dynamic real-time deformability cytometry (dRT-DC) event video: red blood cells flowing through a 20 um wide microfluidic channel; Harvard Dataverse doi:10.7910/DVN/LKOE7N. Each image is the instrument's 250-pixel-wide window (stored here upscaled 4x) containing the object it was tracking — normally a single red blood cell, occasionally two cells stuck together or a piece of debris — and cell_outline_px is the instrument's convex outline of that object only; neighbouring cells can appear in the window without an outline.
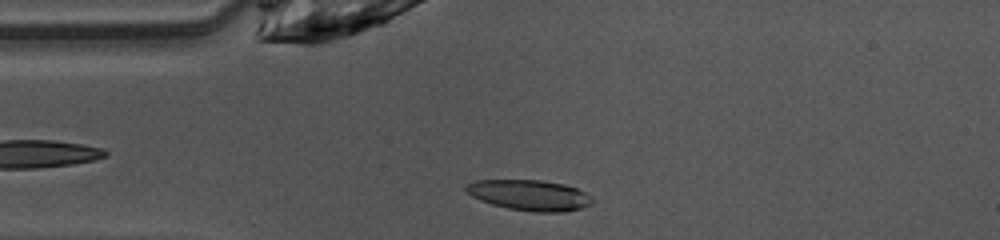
{"species": "common noctule bat (a hibernating species)", "species_latin": "Nyctalus noctula", "temperature_condition": "warm", "stored_images_in_passage": 36, "camera_frame_rate_fps": 3000, "um_per_image_px": 0.085, "animal": {"sex": "female", "body_mass_g": 10.0, "forearm_length_mm": 53.1}, "frame": {"image": 1, "passage_image": 10, "time_ms": 3.0, "image_size_px": [1000, 240], "cell_outline_px": [[596, 200], [592, 204], [568, 212], [532, 212], [508, 208], [492, 204], [480, 200], [472, 196], [464, 188], [464, 184], [476, 180], [540, 180], [564, 184], [576, 188], [592, 196]], "centroid_in_image_um": [45.03, 16.59], "position_along_channel_um": 40.0, "area_um2": 22.72}}
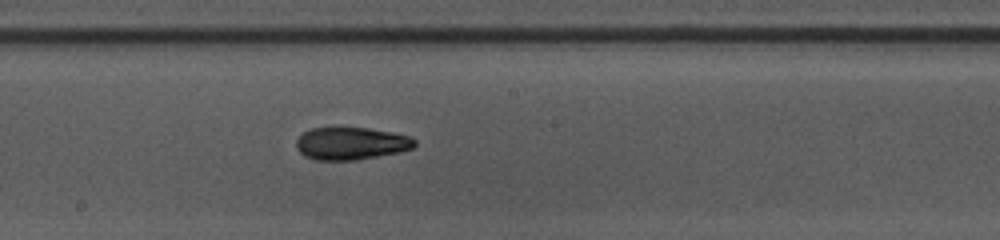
{"frame": {"image": 2, "passage_image": 24, "time_ms": 7.667, "image_size_px": [1000, 240], "cell_outline_px": [[416, 144], [412, 148], [400, 152], [356, 160], [316, 160], [304, 156], [296, 148], [296, 140], [304, 132], [312, 128], [368, 128], [392, 132], [412, 136], [416, 140]], "centroid_in_image_um": [29.86, 12.2], "position_along_channel_um": 218.3, "area_um2": 22.48}}
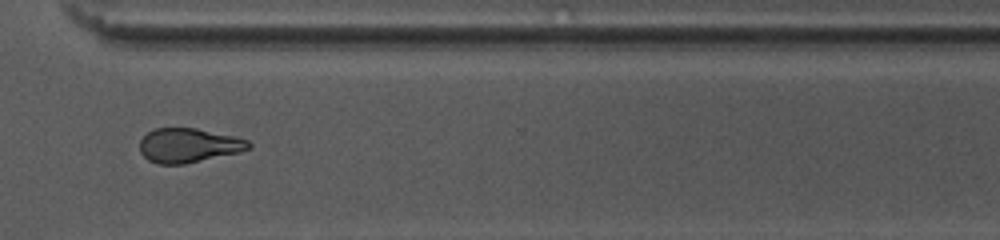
{"frame": {"image": 3, "passage_image": 34, "time_ms": 11.0, "image_size_px": [1000, 240], "cell_outline_px": [[252, 148], [240, 152], [184, 164], [160, 164], [148, 160], [140, 152], [140, 140], [148, 132], [156, 128], [196, 128], [236, 136], [248, 140], [252, 144]], "centroid_in_image_um": [16.06, 12.35], "position_along_channel_um": 354.5, "area_um2": 21.85}, "authors_computed_cell_mechanics": {"area_um2": 22.1663, "velocity_mm_per_s": 4.1002, "shape_relaxation_time_tau1_ms": 7.6981, "shape_relaxation_time_tau2_ms": 3.7028, "deformation_change_tau1": 0.1925, "deformation_change_tau2": 0.114}}